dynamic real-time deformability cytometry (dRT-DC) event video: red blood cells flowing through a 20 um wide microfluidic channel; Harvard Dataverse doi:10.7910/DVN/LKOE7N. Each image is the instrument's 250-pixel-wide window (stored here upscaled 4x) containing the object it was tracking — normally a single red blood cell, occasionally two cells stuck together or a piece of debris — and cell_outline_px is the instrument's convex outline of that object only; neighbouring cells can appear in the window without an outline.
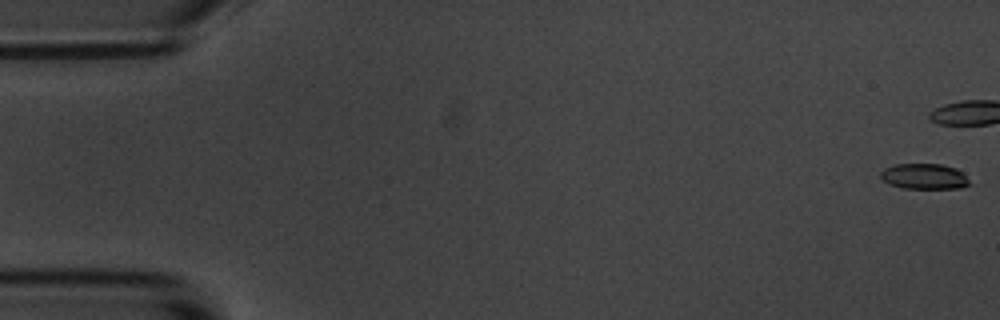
{"species": "common noctule bat (a hibernating species)", "species_latin": "Nyctalus noctula", "temperature_condition": "room temperature", "stored_images_in_passage": 5, "camera_frame_rate_fps": 3000, "um_per_image_px": 0.085, "animal": {"sex": "male", "body_mass_g": 20.1, "forearm_length_mm": 53.5}, "frame": {"image": 1, "passage_image": 1, "time_ms": 0.0, "image_size_px": [1000, 320], "cell_outline_px": [[972, 184], [960, 188], [904, 188], [888, 184], [880, 176], [880, 172], [884, 168], [896, 164], [940, 164], [956, 168], [964, 172]], "centroid_in_image_um": [78.6, 14.99], "position_along_channel_um": 6.4, "area_um2": 13.35}}